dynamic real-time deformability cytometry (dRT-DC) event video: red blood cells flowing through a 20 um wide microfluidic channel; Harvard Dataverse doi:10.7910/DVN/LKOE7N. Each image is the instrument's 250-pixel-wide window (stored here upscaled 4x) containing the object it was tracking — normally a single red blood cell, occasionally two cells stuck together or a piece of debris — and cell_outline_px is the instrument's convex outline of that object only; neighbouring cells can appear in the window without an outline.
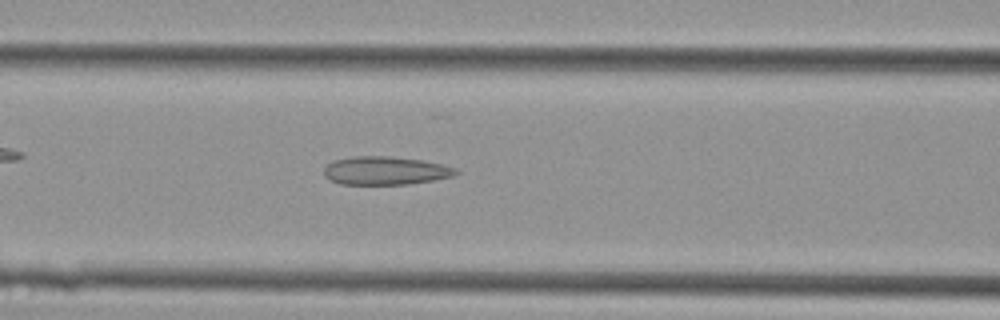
{"species": "Egyptian fruit bat (a non-hibernating species)", "species_latin": "Rousettus aegyptiacus", "temperature_condition": "cold", "stored_images_in_passage": 31, "camera_frame_rate_fps": 3000, "um_per_image_px": 0.085, "animal": {"sex": "female"}, "frame": {"image": 1, "passage_image": 6, "time_ms": 1.667, "image_size_px": [1000, 320], "cell_outline_px": [[460, 172], [452, 176], [432, 180], [408, 184], [340, 184], [328, 180], [324, 176], [324, 168], [332, 160], [352, 156], [388, 156], [420, 160], [444, 164], [456, 168]], "centroid_in_image_um": [32.72, 14.5], "position_along_channel_um": 133.9, "area_um2": 21.85}}
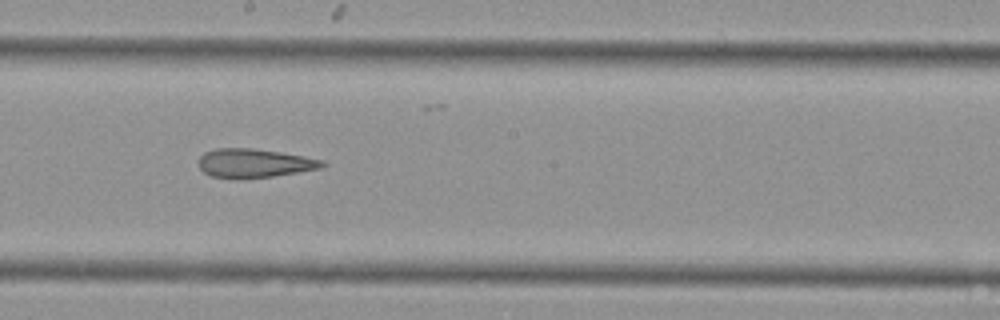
{"frame": {"image": 2, "passage_image": 12, "time_ms": 3.667, "image_size_px": [1000, 320], "cell_outline_px": [[328, 164], [320, 168], [272, 176], [212, 176], [204, 172], [200, 168], [200, 156], [204, 152], [216, 148], [252, 148], [280, 152], [304, 156], [324, 160]], "centroid_in_image_um": [21.66, 13.82], "position_along_channel_um": 226.5, "area_um2": 20.0}}
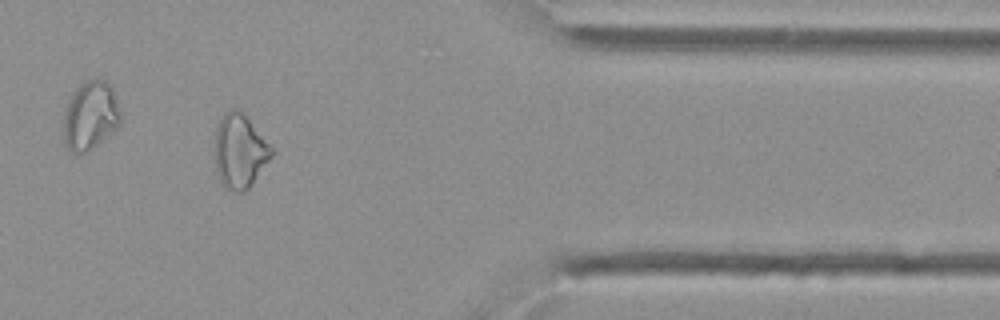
{"frame": {"image": 3, "passage_image": 24, "time_ms": 7.667, "image_size_px": [1000, 320], "cell_outline_px": [[276, 152], [248, 188], [244, 192], [236, 192], [224, 188], [216, 172], [216, 128], [224, 112], [232, 108], [236, 108], [248, 120]], "centroid_in_image_um": [20.38, 12.88], "position_along_channel_um": 391.0, "area_um2": 24.04}}